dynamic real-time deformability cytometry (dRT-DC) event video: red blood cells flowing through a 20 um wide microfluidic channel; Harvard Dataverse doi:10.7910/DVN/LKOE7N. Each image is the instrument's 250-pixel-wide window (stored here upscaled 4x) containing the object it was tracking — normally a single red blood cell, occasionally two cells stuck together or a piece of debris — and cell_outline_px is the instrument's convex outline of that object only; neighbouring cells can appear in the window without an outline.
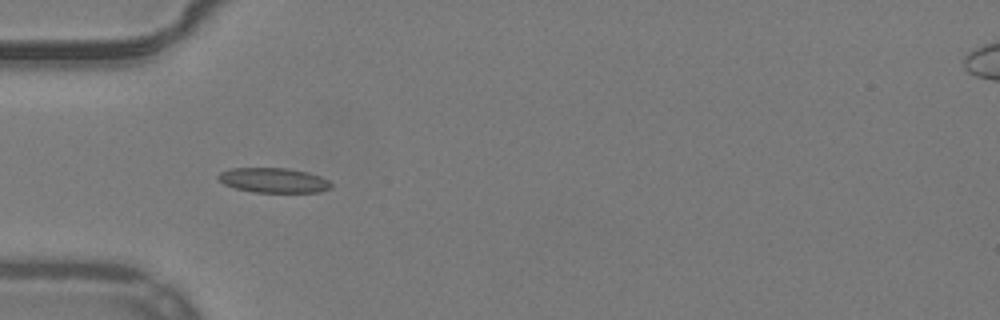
{"species": "common noctule bat (a hibernating species)", "species_latin": "Nyctalus noctula", "temperature_condition": "warm", "stored_images_in_passage": 37, "camera_frame_rate_fps": 3000, "um_per_image_px": 0.085, "animal": {"sex": "male", "body_mass_g": 19.2, "forearm_length_mm": 51.8}, "frame": {"image": 1, "passage_image": 1, "time_ms": 0.0, "image_size_px": [1000, 320], "cell_outline_px": [[332, 188], [320, 192], [252, 192], [236, 188], [224, 184], [216, 176], [220, 172], [232, 168], [288, 168], [308, 172], [320, 176], [328, 180], [332, 184]], "centroid_in_image_um": [23.27, 15.32], "position_along_channel_um": 61.7, "area_um2": 16.36}}
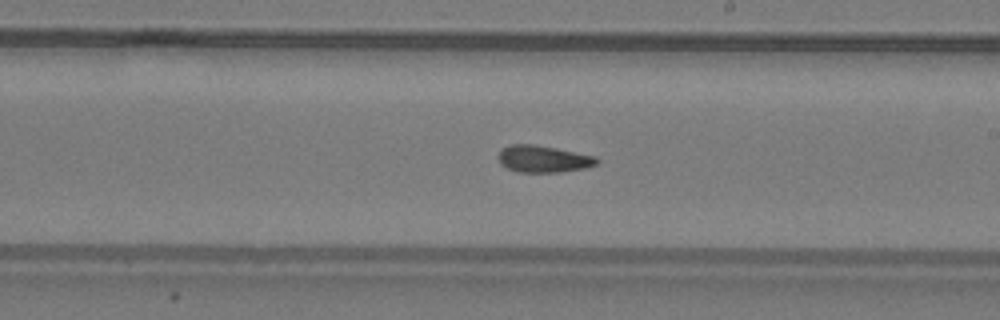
{"frame": {"image": 2, "passage_image": 15, "time_ms": 4.667, "image_size_px": [1000, 320], "cell_outline_px": [[600, 160], [596, 164], [584, 168], [560, 172], [520, 172], [508, 168], [500, 164], [500, 152], [504, 148], [512, 144], [532, 144], [556, 148], [596, 156]], "centroid_in_image_um": [46.22, 13.51], "position_along_channel_um": 242.8, "area_um2": 15.2}}
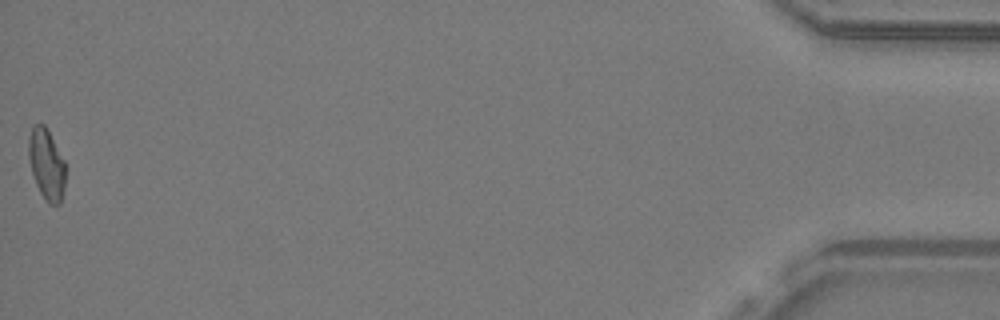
{"frame": {"image": 3, "passage_image": 37, "time_ms": 12.0, "image_size_px": [1000, 320], "cell_outline_px": [[64, 188], [60, 204], [48, 204], [40, 192], [36, 184], [32, 172], [28, 156], [28, 140], [32, 124], [44, 124], [64, 160]], "centroid_in_image_um": [3.93, 13.96], "position_along_channel_um": 431.3, "area_um2": 15.03}, "authors_computed_cell_mechanics": {"area_um2": 15.2592, "velocity_mm_per_s": 3.9276, "shape_relaxation_time_tau1_ms": 8.4479, "shape_relaxation_time_tau2_ms": 3.5584, "deformation_change_tau1": 0.1674, "deformation_change_tau2": 0.0912}}